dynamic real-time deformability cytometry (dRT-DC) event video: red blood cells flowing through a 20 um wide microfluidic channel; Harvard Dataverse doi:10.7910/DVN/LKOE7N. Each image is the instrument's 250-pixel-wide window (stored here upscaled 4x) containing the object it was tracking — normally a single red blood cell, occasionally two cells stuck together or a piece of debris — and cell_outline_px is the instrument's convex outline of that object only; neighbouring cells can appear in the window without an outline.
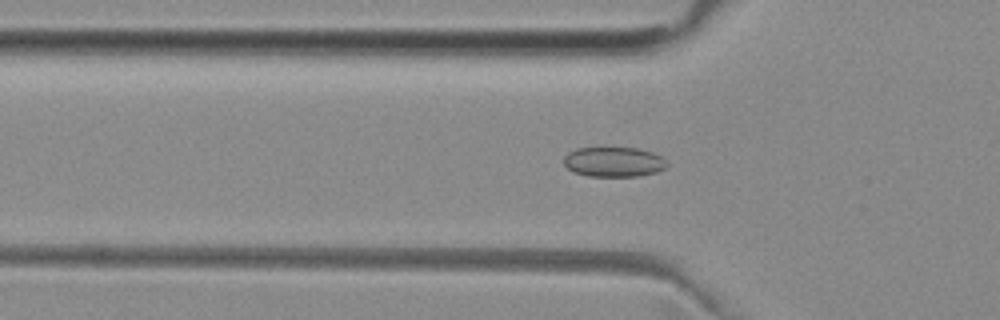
{"species": "common noctule bat (a hibernating species)", "species_latin": "Nyctalus noctula", "temperature_condition": "room temperature", "stored_images_in_passage": 49, "camera_frame_rate_fps": 3000, "um_per_image_px": 0.085, "animal": {"sex": "female", "body_mass_g": 29.2, "forearm_length_mm": 56.3}, "frame": {"image": 1, "passage_image": 14, "time_ms": 4.333, "image_size_px": [1000, 320], "cell_outline_px": [[668, 164], [664, 168], [656, 172], [640, 176], [588, 176], [572, 172], [564, 164], [564, 156], [568, 152], [576, 148], [604, 144], [640, 148], [652, 152], [660, 156]], "centroid_in_image_um": [52.12, 13.7], "position_along_channel_um": 73.7, "area_um2": 18.9}}
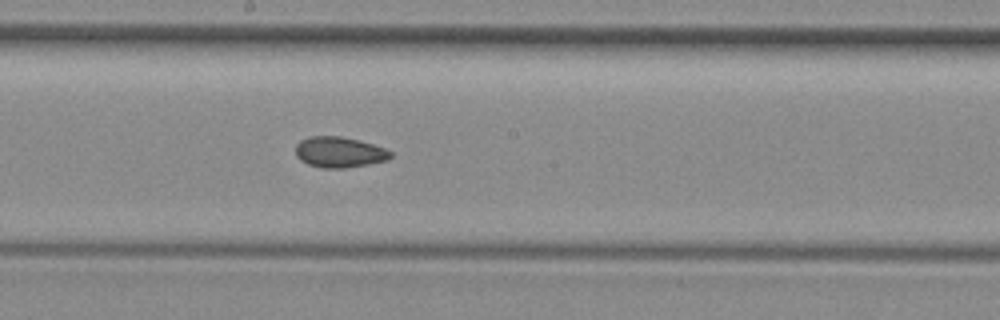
{"frame": {"image": 2, "passage_image": 25, "time_ms": 8.0, "image_size_px": [1000, 320], "cell_outline_px": [[392, 156], [388, 160], [368, 164], [344, 168], [320, 168], [308, 164], [300, 160], [296, 156], [296, 144], [300, 140], [308, 136], [340, 136], [372, 144], [384, 148], [392, 152]], "centroid_in_image_um": [28.81, 12.94], "position_along_channel_um": 219.4, "area_um2": 16.99}}
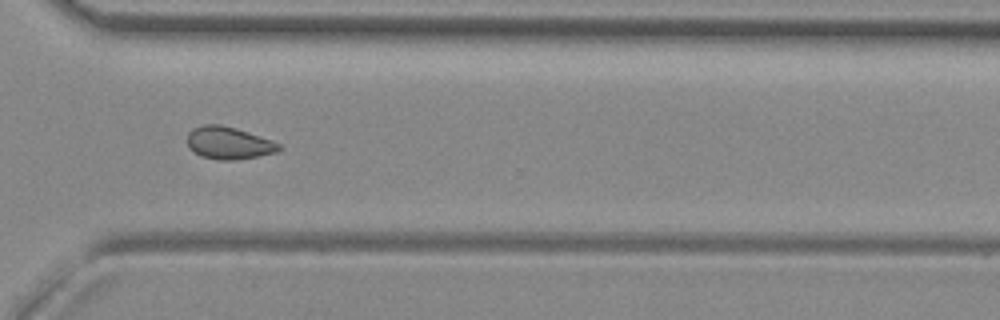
{"frame": {"image": 3, "passage_image": 35, "time_ms": 11.333, "image_size_px": [1000, 320], "cell_outline_px": [[284, 148], [276, 152], [236, 160], [220, 160], [200, 156], [192, 152], [188, 148], [188, 132], [192, 128], [204, 124], [220, 124], [236, 128], [272, 140], [280, 144]], "centroid_in_image_um": [19.42, 12.15], "position_along_channel_um": 351.2, "area_um2": 17.46}, "authors_computed_cell_mechanics": {"area_um2": 17.4556, "velocity_mm_per_s": 3.9557, "shape_relaxation_time_tau1_ms": null, "shape_relaxation_time_tau2_ms": 5.6418, "deformation_change_tau1": null, "deformation_change_tau2": 0.092}}